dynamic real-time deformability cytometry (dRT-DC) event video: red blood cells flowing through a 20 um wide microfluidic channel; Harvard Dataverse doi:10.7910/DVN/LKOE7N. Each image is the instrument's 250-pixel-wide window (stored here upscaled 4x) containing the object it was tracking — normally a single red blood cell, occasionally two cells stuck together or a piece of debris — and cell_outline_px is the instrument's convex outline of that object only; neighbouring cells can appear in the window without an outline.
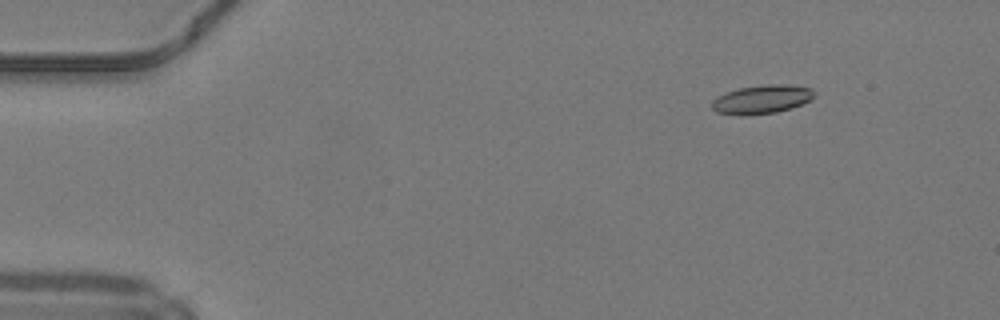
{"species": "common noctule bat (a hibernating species)", "species_latin": "Nyctalus noctula", "temperature_condition": "warm", "stored_images_in_passage": 12, "camera_frame_rate_fps": 3000, "um_per_image_px": 0.085, "animal": {"sex": "male", "body_mass_g": 19.2, "forearm_length_mm": 51.8}, "frame": {"image": 1, "passage_image": 1, "time_ms": 0.0, "image_size_px": [1000, 320], "cell_outline_px": [[816, 92], [812, 100], [804, 104], [792, 108], [776, 112], [744, 116], [740, 116], [716, 112], [712, 108], [712, 100], [716, 96], [724, 92], [740, 88], [764, 84], [788, 84], [812, 88]], "centroid_in_image_um": [64.77, 8.44], "position_along_channel_um": 20.2, "area_um2": 17.57}}
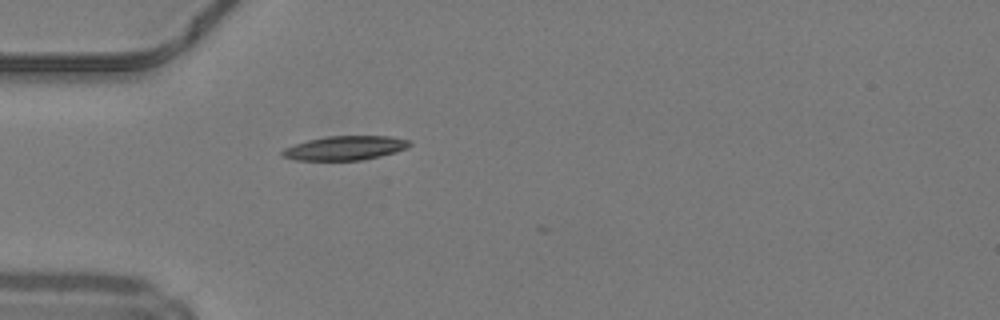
{"frame": {"image": 2, "passage_image": 10, "time_ms": 3.0, "image_size_px": [1000, 320], "cell_outline_px": [[412, 144], [408, 148], [396, 152], [380, 156], [360, 160], [296, 160], [280, 156], [280, 152], [284, 148], [292, 144], [308, 140], [328, 136], [392, 136], [412, 140]], "centroid_in_image_um": [29.34, 12.57], "position_along_channel_um": 55.7, "area_um2": 18.15}}